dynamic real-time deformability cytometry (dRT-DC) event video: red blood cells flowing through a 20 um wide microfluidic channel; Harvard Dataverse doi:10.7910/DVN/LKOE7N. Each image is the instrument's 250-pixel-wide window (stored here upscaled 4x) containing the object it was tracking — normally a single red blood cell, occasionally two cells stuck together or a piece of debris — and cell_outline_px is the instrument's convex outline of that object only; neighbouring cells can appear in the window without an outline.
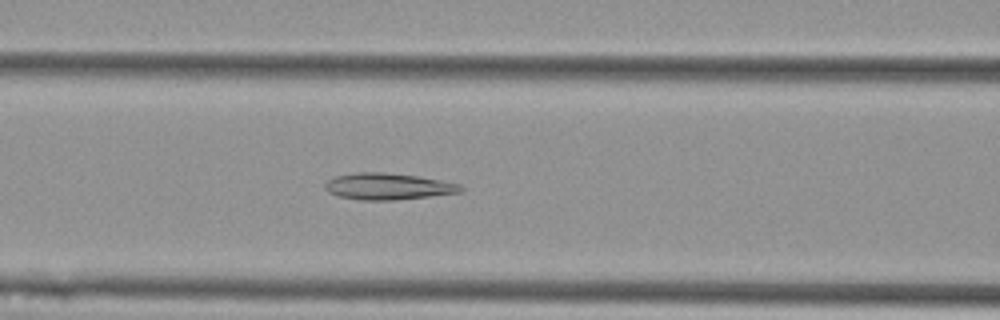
{"species": "Egyptian fruit bat (a non-hibernating species)", "species_latin": "Rousettus aegyptiacus", "temperature_condition": "cold", "stored_images_in_passage": 42, "segment_of_instrument_passage": [1, 2], "camera_frame_rate_fps": 3000, "um_per_image_px": 0.085, "animal": {"sex": "female"}, "frame": {"image": 1, "passage_image": 8, "time_ms": 2.333, "image_size_px": [1000, 320], "cell_outline_px": [[464, 188], [460, 192], [396, 200], [360, 200], [336, 196], [328, 192], [324, 188], [324, 184], [328, 180], [336, 176], [356, 172], [384, 172], [420, 176], [460, 184]], "centroid_in_image_um": [32.94, 15.84], "position_along_channel_um": 133.7, "area_um2": 21.04}}
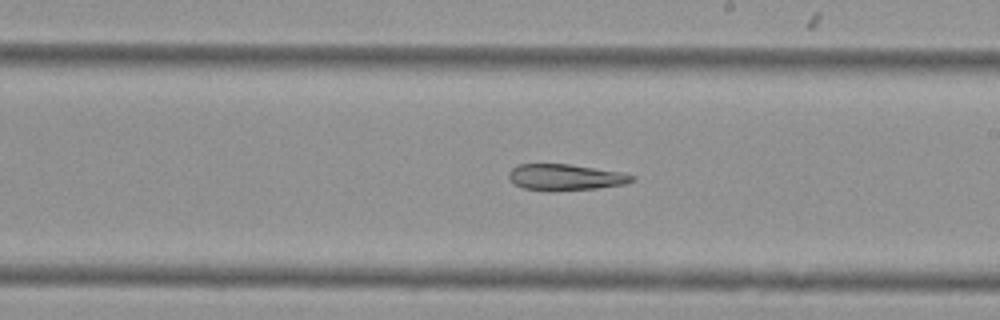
{"frame": {"image": 2, "passage_image": 17, "time_ms": 5.333, "image_size_px": [1000, 320], "cell_outline_px": [[636, 180], [624, 184], [596, 188], [520, 188], [508, 176], [508, 172], [516, 164], [568, 164], [620, 172], [636, 176]], "centroid_in_image_um": [48.08, 15.01], "position_along_channel_um": 240.9, "area_um2": 17.86}}
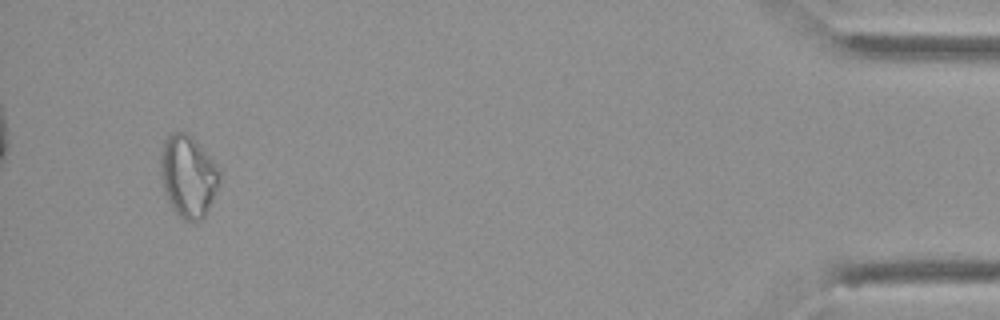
{"frame": {"image": 3, "passage_image": 38, "time_ms": 12.333, "image_size_px": [1000, 320], "cell_outline_px": [[220, 180], [216, 192], [204, 216], [200, 220], [184, 220], [172, 208], [168, 200], [160, 176], [160, 156], [164, 140], [172, 132], [188, 132], [192, 136], [216, 164], [220, 176]], "centroid_in_image_um": [15.97, 14.94], "position_along_channel_um": 419.2, "area_um2": 27.92}}